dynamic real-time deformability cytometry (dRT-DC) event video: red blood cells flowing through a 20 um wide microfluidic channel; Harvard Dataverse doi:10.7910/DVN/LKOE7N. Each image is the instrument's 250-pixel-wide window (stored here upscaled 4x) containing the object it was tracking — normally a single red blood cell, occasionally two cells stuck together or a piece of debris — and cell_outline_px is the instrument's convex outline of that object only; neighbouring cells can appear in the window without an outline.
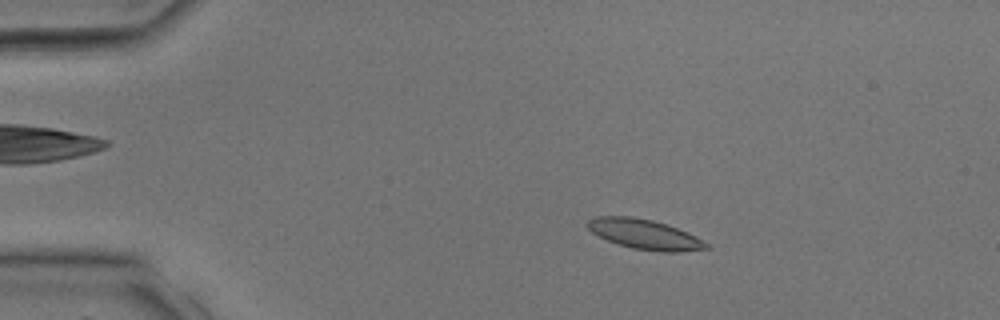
{"species": "common noctule bat (a hibernating species)", "species_latin": "Nyctalus noctula", "temperature_condition": "room temperature", "stored_images_in_passage": 32, "camera_frame_rate_fps": 3000, "um_per_image_px": 0.085, "animal": {"sex": "male", "body_mass_g": 17.9, "forearm_length_mm": 54.2}, "frame": {"image": 1, "passage_image": 6, "time_ms": 1.667, "image_size_px": [1000, 320], "cell_outline_px": [[712, 248], [680, 252], [660, 252], [632, 248], [608, 240], [592, 232], [584, 224], [588, 220], [596, 216], [632, 216], [652, 220], [668, 224], [688, 232], [708, 244]], "centroid_in_image_um": [54.81, 19.91], "position_along_channel_um": 30.2, "area_um2": 20.75}}
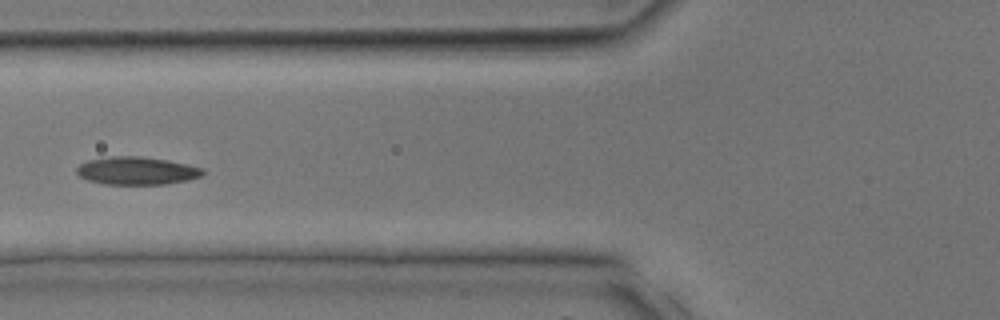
{"frame": {"image": 2, "passage_image": 13, "time_ms": 4.0, "image_size_px": [1000, 320], "cell_outline_px": [[204, 172], [200, 176], [188, 180], [164, 184], [104, 184], [88, 180], [80, 176], [76, 172], [76, 168], [80, 164], [88, 160], [112, 156], [140, 156], [168, 160], [188, 164], [204, 168]], "centroid_in_image_um": [11.63, 14.51], "position_along_channel_um": 114.2, "area_um2": 20.46}}
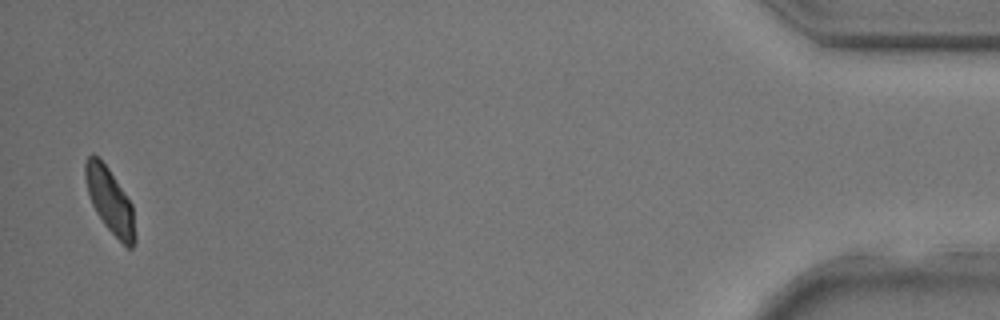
{"frame": {"image": 3, "passage_image": 32, "time_ms": 10.333, "image_size_px": [1000, 320], "cell_outline_px": [[136, 240], [132, 248], [128, 248], [104, 224], [96, 212], [88, 196], [84, 176], [84, 164], [88, 156], [92, 152], [108, 168], [132, 204], [136, 236]], "centroid_in_image_um": [9.33, 17.05], "position_along_channel_um": 425.9, "area_um2": 18.73}}